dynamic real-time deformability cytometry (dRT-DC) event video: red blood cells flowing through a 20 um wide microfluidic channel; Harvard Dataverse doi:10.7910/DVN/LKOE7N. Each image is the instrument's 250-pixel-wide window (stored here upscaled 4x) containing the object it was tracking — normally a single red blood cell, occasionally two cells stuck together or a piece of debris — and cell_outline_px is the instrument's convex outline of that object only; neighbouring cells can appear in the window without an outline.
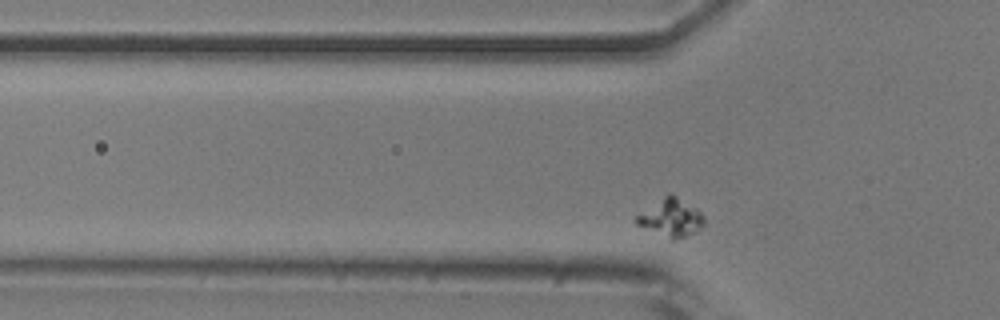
{"species": "common noctule bat (a hibernating species)", "species_latin": "Nyctalus noctula", "temperature_condition": "room temperature", "stored_images_in_passage": 47, "camera_frame_rate_fps": 3000, "um_per_image_px": 0.085, "animal": {"sex": "male", "body_mass_g": 20.5, "forearm_length_mm": 52.5}, "frame": {"image": 1, "passage_image": 7, "time_ms": 2.0, "image_size_px": [1000, 320], "cell_outline_px": [[704, 224], [700, 228], [684, 236], [672, 240], [636, 224], [636, 216], [668, 192], [672, 192], [696, 208], [704, 216]], "centroid_in_image_um": [57.03, 18.47], "position_along_channel_um": 68.8, "area_um2": 14.68}}
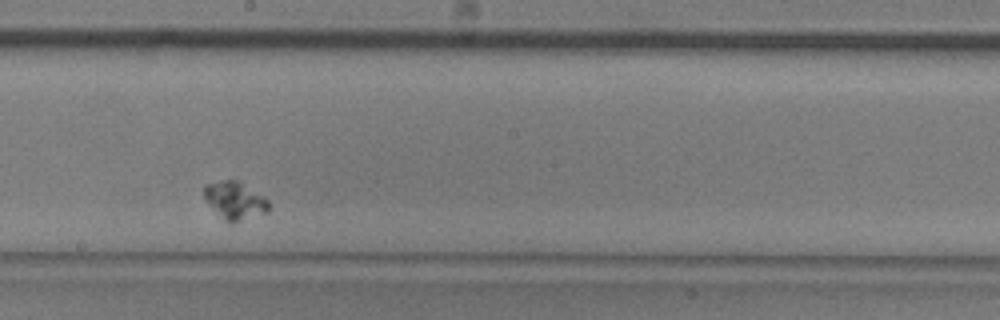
{"frame": {"image": 2, "passage_image": 21, "time_ms": 6.667, "image_size_px": [1000, 320], "cell_outline_px": [[268, 212], [232, 224], [228, 224], [204, 200], [204, 184], [224, 180], [240, 180], [264, 196], [268, 200]], "centroid_in_image_um": [19.96, 17.04], "position_along_channel_um": 228.2, "area_um2": 14.51}}
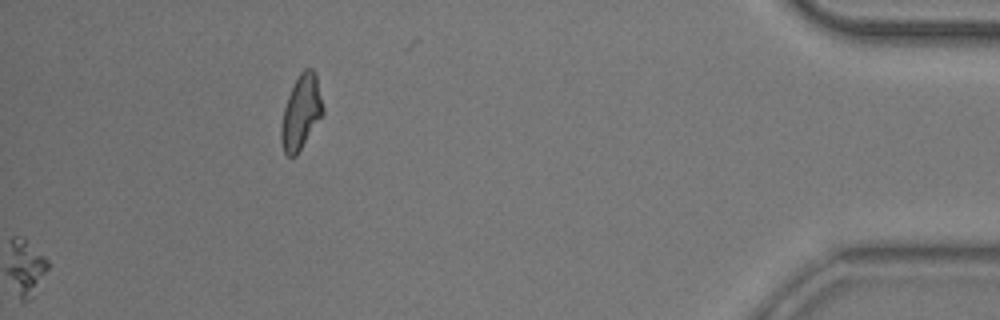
{"frame": {"image": 3, "passage_image": 47, "time_ms": 15.333, "image_size_px": [1000, 320], "cell_outline_px": [[324, 112], [296, 156], [288, 156], [284, 152], [280, 140], [280, 128], [284, 108], [288, 96], [300, 72], [304, 68], [312, 68], [316, 72], [324, 108]], "centroid_in_image_um": [25.59, 9.52], "position_along_channel_um": 409.6, "area_um2": 17.98}}